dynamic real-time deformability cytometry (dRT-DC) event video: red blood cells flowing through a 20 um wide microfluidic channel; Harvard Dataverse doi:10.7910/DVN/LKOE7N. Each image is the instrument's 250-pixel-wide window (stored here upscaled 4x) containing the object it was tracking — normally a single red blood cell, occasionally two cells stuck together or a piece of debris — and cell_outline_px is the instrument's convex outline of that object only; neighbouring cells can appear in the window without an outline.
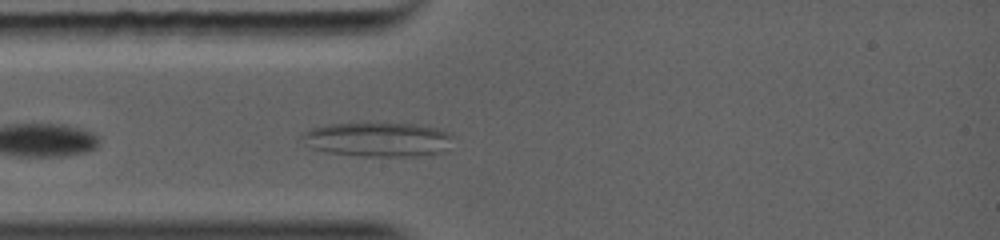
{"species": "common noctule bat (a hibernating species)", "species_latin": "Nyctalus noctula", "temperature_condition": "warm", "stored_images_in_passage": 5, "camera_frame_rate_fps": 5000, "um_per_image_px": 0.085, "animal": {"sex": "female", "body_mass_g": 19.0, "forearm_length_mm": 56.7}, "frame": {"image": 1, "passage_image": 2, "time_ms": 0.2, "image_size_px": [1000, 240], "cell_outline_px": [[448, 152], [432, 156], [352, 156], [316, 152], [308, 148], [304, 144], [308, 132], [320, 128], [364, 124], [372, 124], [424, 128], [436, 132], [444, 136], [448, 148]], "centroid_in_image_um": [32.0, 11.99], "position_along_channel_um": 53.0, "area_um2": 27.98}}